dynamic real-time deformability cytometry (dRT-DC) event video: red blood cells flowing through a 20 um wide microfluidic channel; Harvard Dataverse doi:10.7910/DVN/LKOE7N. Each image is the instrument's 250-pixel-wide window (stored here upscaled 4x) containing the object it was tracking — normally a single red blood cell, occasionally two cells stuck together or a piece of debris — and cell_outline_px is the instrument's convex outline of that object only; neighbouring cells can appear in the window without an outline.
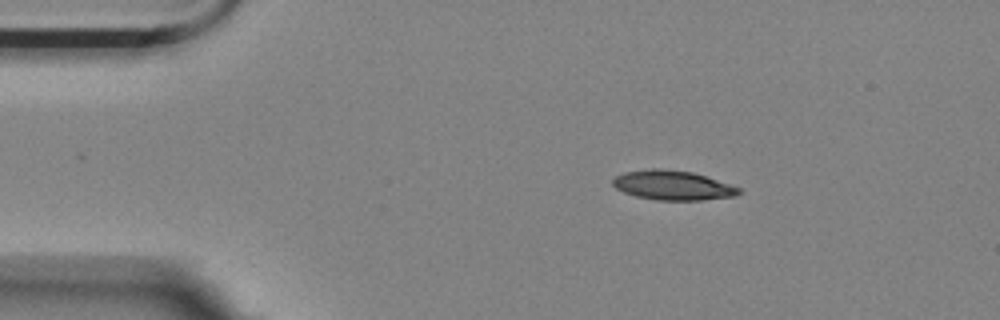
{"species": "Egyptian fruit bat (a non-hibernating species)", "species_latin": "Rousettus aegyptiacus", "temperature_condition": "room temperature", "stored_images_in_passage": 47, "camera_frame_rate_fps": 3000, "um_per_image_px": 0.085, "animal": {"sex": "female"}, "frame": {"image": 1, "passage_image": 1, "time_ms": 0.0, "image_size_px": [1000, 320], "cell_outline_px": [[744, 192], [736, 196], [700, 200], [656, 200], [636, 196], [624, 192], [616, 188], [612, 184], [612, 180], [616, 176], [624, 172], [652, 168], [660, 168], [692, 172], [740, 188]], "centroid_in_image_um": [57.17, 15.75], "position_along_channel_um": 27.8, "area_um2": 21.56}}
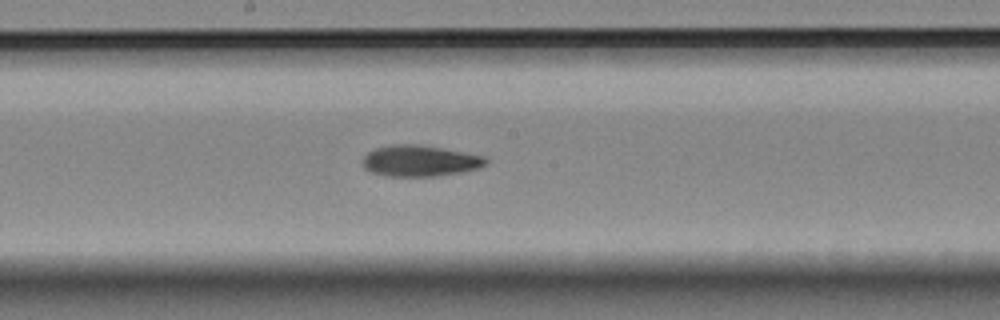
{"frame": {"image": 2, "passage_image": 21, "time_ms": 6.667, "image_size_px": [1000, 320], "cell_outline_px": [[488, 160], [484, 164], [476, 168], [460, 172], [432, 176], [388, 176], [372, 172], [364, 168], [364, 156], [368, 152], [376, 148], [392, 144], [416, 144], [440, 148], [484, 156]], "centroid_in_image_um": [35.65, 13.67], "position_along_channel_um": 212.6, "area_um2": 21.85}}
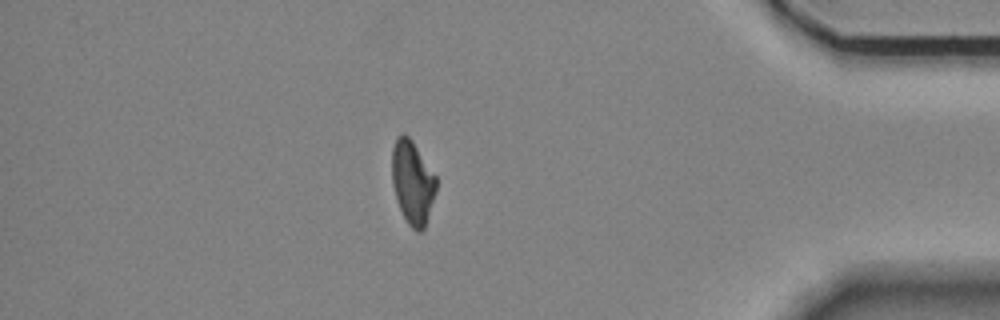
{"frame": {"image": 3, "passage_image": 40, "time_ms": 13.0, "image_size_px": [1000, 320], "cell_outline_px": [[436, 192], [424, 228], [420, 232], [416, 232], [408, 224], [396, 200], [392, 184], [392, 148], [396, 136], [404, 132], [412, 140], [436, 176]], "centroid_in_image_um": [35.05, 15.48], "position_along_channel_um": 400.2, "area_um2": 21.56}, "authors_computed_cell_mechanics": {"area_um2": 21.7906, "velocity_mm_per_s": 3.5641, "shape_relaxation_time_tau1_ms": 5.1903, "shape_relaxation_time_tau2_ms": 5.3107, "deformation_change_tau1": 0.1726, "deformation_change_tau2": 0.1229}}